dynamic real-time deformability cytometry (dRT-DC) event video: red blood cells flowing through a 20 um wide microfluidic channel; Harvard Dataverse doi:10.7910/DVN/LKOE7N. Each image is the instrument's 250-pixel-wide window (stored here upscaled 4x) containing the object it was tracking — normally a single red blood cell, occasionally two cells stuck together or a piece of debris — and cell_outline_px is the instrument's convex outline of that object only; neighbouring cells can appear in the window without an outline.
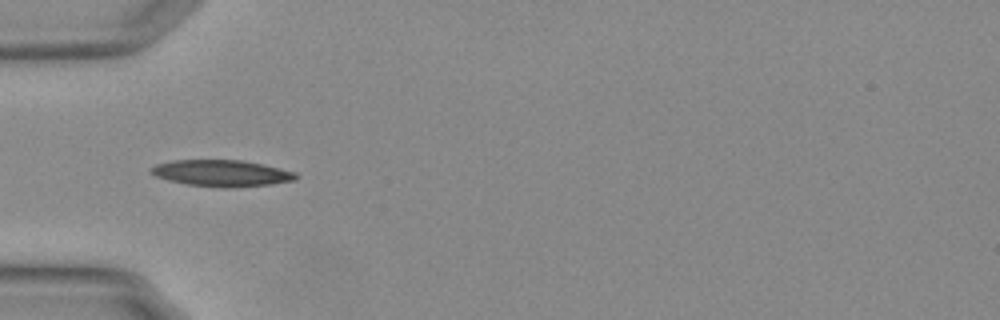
{"species": "Egyptian fruit bat (a non-hibernating species)", "species_latin": "Rousettus aegyptiacus", "temperature_condition": "warm", "stored_images_in_passage": 16, "camera_frame_rate_fps": 3000, "um_per_image_px": 0.085, "animal": {"sex": "female"}, "frame": {"image": 1, "passage_image": 3, "time_ms": 0.667, "image_size_px": [1000, 320], "cell_outline_px": [[296, 180], [272, 184], [232, 188], [224, 188], [188, 184], [168, 180], [156, 176], [152, 172], [152, 168], [156, 164], [172, 160], [240, 160], [280, 168], [296, 172]], "centroid_in_image_um": [18.87, 14.72], "position_along_channel_um": 66.1, "area_um2": 22.14}}
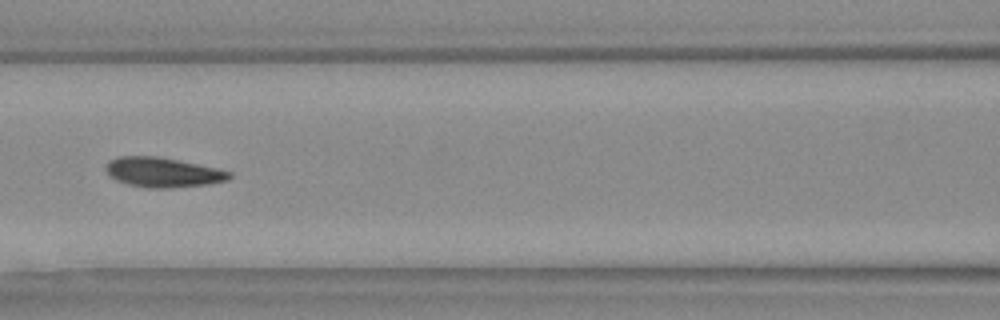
{"frame": {"image": 2, "passage_image": 10, "time_ms": 3.0, "image_size_px": [1000, 320], "cell_outline_px": [[232, 176], [228, 180], [204, 184], [172, 188], [144, 188], [128, 184], [116, 180], [104, 168], [108, 160], [116, 156], [156, 156], [216, 168], [232, 172]], "centroid_in_image_um": [13.8, 14.64], "position_along_channel_um": 152.8, "area_um2": 21.27}}